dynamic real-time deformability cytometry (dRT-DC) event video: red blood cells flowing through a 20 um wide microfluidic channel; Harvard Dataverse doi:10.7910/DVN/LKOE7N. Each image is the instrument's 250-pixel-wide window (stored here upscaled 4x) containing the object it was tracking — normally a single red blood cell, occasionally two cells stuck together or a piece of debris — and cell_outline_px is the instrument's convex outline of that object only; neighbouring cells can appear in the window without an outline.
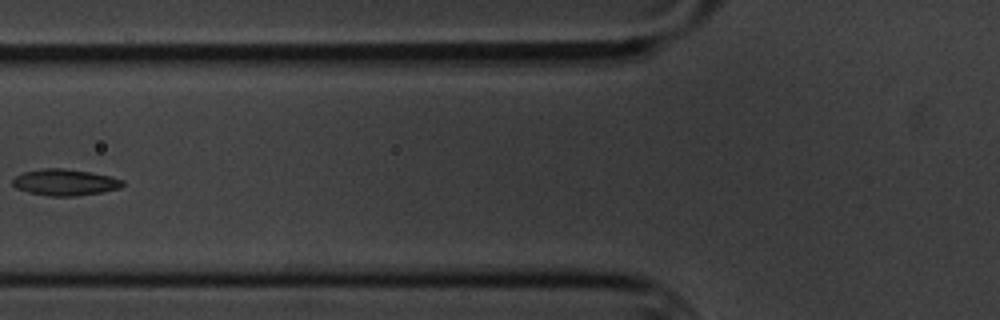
{"species": "common noctule bat (a hibernating species)", "species_latin": "Nyctalus noctula", "temperature_condition": "cold", "stored_images_in_passage": 6, "camera_frame_rate_fps": 3000, "um_per_image_px": 0.085, "animal": {"sex": "male", "body_mass_g": 20.1, "forearm_length_mm": 53.5}, "frame": {"image": 1, "passage_image": 6, "time_ms": 7.0, "image_size_px": [1000, 320], "cell_outline_px": [[124, 184], [120, 188], [104, 192], [76, 196], [52, 196], [28, 192], [16, 188], [12, 184], [12, 180], [16, 176], [24, 172], [44, 168], [64, 168], [92, 172], [124, 180]], "centroid_in_image_um": [5.54, 15.5], "position_along_channel_um": 120.3, "area_um2": 16.94}}